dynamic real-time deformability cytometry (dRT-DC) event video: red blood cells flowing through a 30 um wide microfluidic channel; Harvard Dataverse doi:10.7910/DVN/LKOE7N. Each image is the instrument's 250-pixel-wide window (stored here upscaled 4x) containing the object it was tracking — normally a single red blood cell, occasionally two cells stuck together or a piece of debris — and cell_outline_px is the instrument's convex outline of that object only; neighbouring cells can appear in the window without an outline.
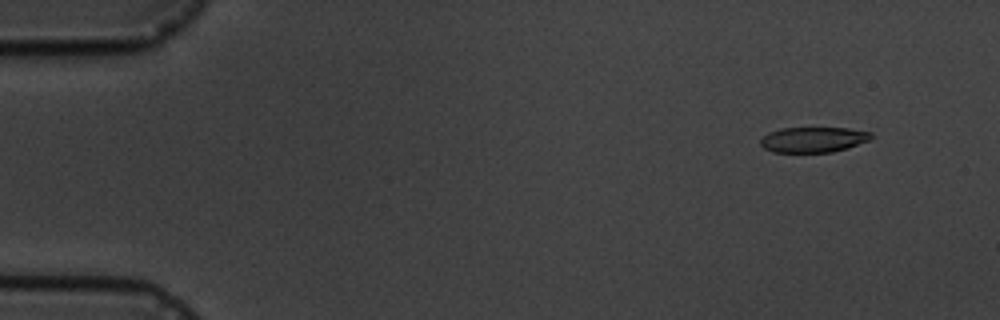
{"species": "common noctule bat (a hibernating species)", "species_latin": "Nyctalus noctula", "temperature_condition": "cold", "stored_images_in_passage": 4, "camera_frame_rate_fps": 3000, "um_per_image_px": 0.085, "animal": {"sex": "male", "body_mass_g": 19.5, "forearm_length_mm": 54.6}, "frame": {"image": 1, "passage_image": 1, "time_ms": 0.0, "image_size_px": [1000, 320], "cell_outline_px": [[876, 136], [872, 140], [848, 148], [832, 152], [772, 152], [764, 148], [760, 144], [760, 140], [768, 132], [780, 128], [848, 128], [872, 132]], "centroid_in_image_um": [69.19, 11.86], "position_along_channel_um": 15.8, "area_um2": 16.65}}